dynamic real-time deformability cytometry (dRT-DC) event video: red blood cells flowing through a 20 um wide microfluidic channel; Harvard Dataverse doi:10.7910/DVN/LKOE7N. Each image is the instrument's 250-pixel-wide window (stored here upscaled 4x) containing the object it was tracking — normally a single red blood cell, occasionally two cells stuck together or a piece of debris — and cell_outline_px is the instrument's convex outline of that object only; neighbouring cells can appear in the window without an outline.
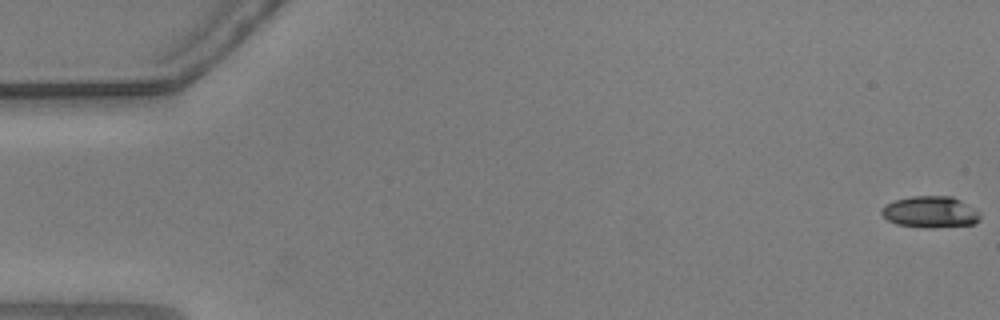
{"species": "common noctule bat (a hibernating species)", "species_latin": "Nyctalus noctula", "temperature_condition": "warm", "stored_images_in_passage": 56, "camera_frame_rate_fps": 3000, "um_per_image_px": 0.085, "animal": {"sex": "male", "body_mass_g": 20.5, "forearm_length_mm": 52.5}, "frame": {"image": 1, "passage_image": 1, "time_ms": 0.0, "image_size_px": [1000, 320], "cell_outline_px": [[980, 220], [972, 224], [928, 228], [896, 224], [888, 220], [880, 212], [880, 208], [896, 200], [912, 196], [952, 196], [960, 200], [980, 212]], "centroid_in_image_um": [79.08, 18.02], "position_along_channel_um": 5.9, "area_um2": 17.92}}
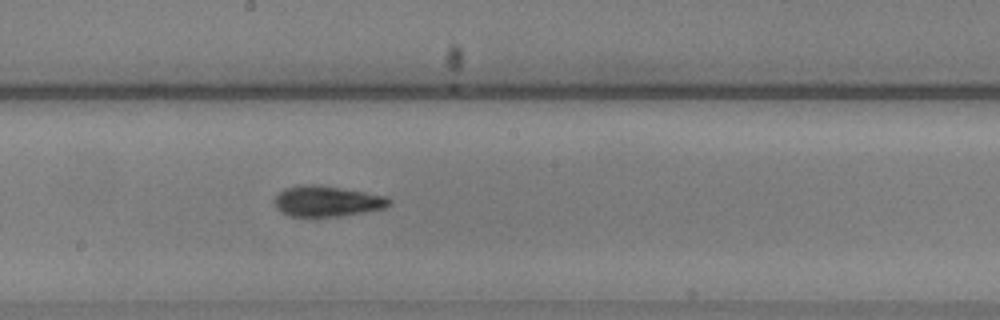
{"frame": {"image": 2, "passage_image": 31, "time_ms": 10.0, "image_size_px": [1000, 320], "cell_outline_px": [[392, 204], [384, 208], [336, 216], [288, 216], [280, 212], [276, 208], [272, 200], [284, 188], [300, 184], [316, 184], [388, 196], [392, 200]], "centroid_in_image_um": [27.75, 17.09], "position_along_channel_um": 220.4, "area_um2": 20.52}}
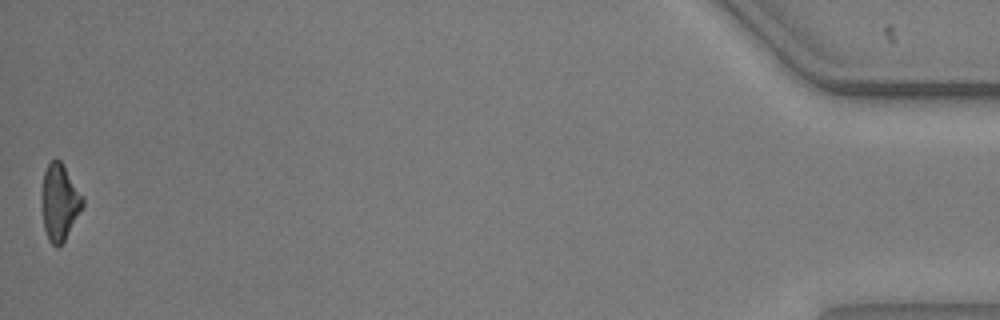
{"frame": {"image": 3, "passage_image": 56, "time_ms": 18.333, "image_size_px": [1000, 320], "cell_outline_px": [[84, 204], [60, 248], [56, 248], [48, 240], [44, 228], [40, 204], [40, 196], [44, 172], [48, 164], [52, 160], [60, 160], [84, 196]], "centroid_in_image_um": [5.04, 17.21], "position_along_channel_um": 430.2, "area_um2": 18.5}, "authors_computed_cell_mechanics": {"area_um2": 19.3052, "velocity_mm_per_s": 3.6757, "shape_relaxation_time_tau1_ms": 9.7373, "shape_relaxation_time_tau2_ms": 2.8686, "deformation_change_tau1": 0.2038, "deformation_change_tau2": 0.11}}